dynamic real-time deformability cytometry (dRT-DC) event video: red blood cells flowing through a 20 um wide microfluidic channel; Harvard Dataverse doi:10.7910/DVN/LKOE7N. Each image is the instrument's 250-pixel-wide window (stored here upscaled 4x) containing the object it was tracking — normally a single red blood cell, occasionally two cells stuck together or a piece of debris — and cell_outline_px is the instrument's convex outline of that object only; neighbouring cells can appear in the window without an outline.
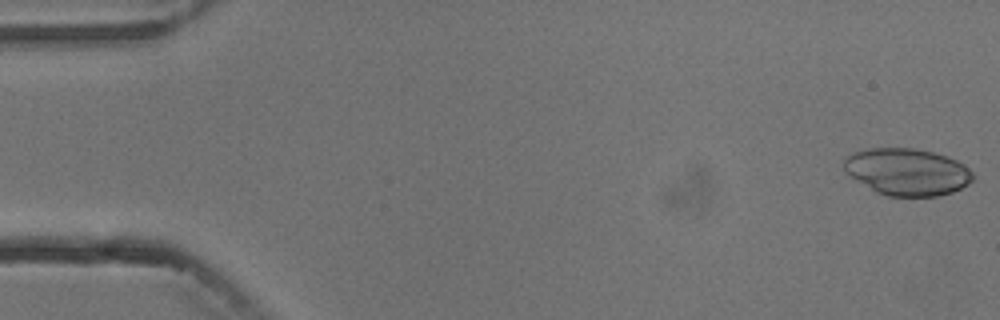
{"species": "common noctule bat (a hibernating species)", "species_latin": "Nyctalus noctula", "temperature_condition": "cold", "stored_images_in_passage": 6, "camera_frame_rate_fps": 3000, "um_per_image_px": 0.085, "animal": {"sex": "male", "body_mass_g": 13.3}, "frame": {"image": 1, "passage_image": 1, "time_ms": 0.0, "image_size_px": [1000, 320], "cell_outline_px": [[972, 180], [968, 184], [952, 192], [936, 196], [888, 196], [876, 192], [856, 180], [844, 172], [844, 160], [852, 152], [872, 148], [916, 148], [932, 152], [956, 160], [964, 164], [972, 172]], "centroid_in_image_um": [77.08, 14.6], "position_along_channel_um": 7.9, "area_um2": 35.14}}